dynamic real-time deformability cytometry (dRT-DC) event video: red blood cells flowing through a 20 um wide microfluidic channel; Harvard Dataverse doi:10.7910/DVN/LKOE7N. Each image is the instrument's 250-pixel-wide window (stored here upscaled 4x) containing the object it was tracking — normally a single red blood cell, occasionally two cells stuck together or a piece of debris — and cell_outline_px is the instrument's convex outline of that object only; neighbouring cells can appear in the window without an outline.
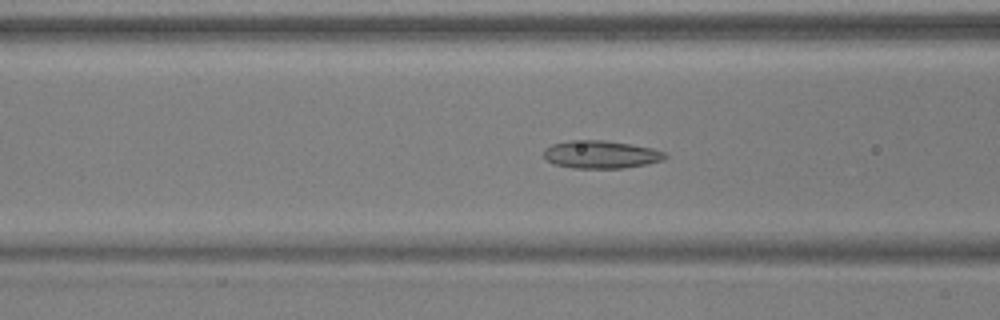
{"species": "common noctule bat (a hibernating species)", "species_latin": "Nyctalus noctula", "temperature_condition": "warm", "stored_images_in_passage": 50, "camera_frame_rate_fps": 3000, "um_per_image_px": 0.085, "animal": {"sex": "male", "body_mass_g": 17.9, "forearm_length_mm": 54.2}, "frame": {"image": 1, "passage_image": 18, "time_ms": 5.667, "image_size_px": [1000, 320], "cell_outline_px": [[668, 156], [664, 160], [648, 164], [620, 168], [572, 168], [552, 164], [544, 156], [544, 148], [552, 144], [572, 140], [604, 140], [652, 148], [664, 152]], "centroid_in_image_um": [51.07, 13.13], "position_along_channel_um": 115.5, "area_um2": 19.65}}
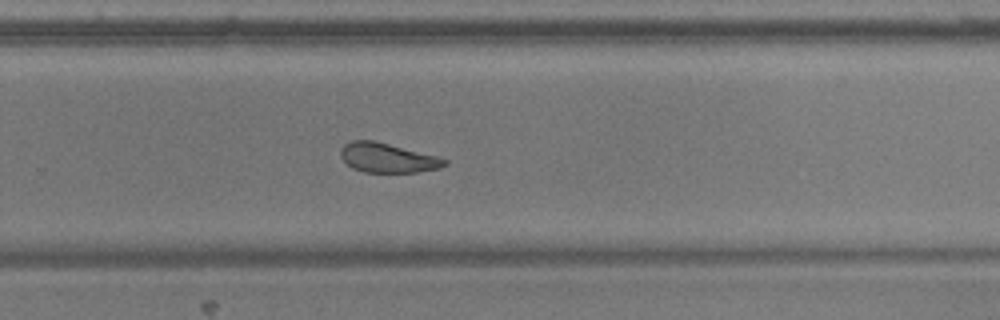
{"frame": {"image": 2, "passage_image": 32, "time_ms": 10.333, "image_size_px": [1000, 320], "cell_outline_px": [[448, 164], [440, 168], [416, 172], [364, 172], [352, 168], [340, 156], [340, 148], [344, 144], [352, 140], [372, 140], [440, 156], [448, 160]], "centroid_in_image_um": [32.97, 13.41], "position_along_channel_um": 296.8, "area_um2": 17.98}}
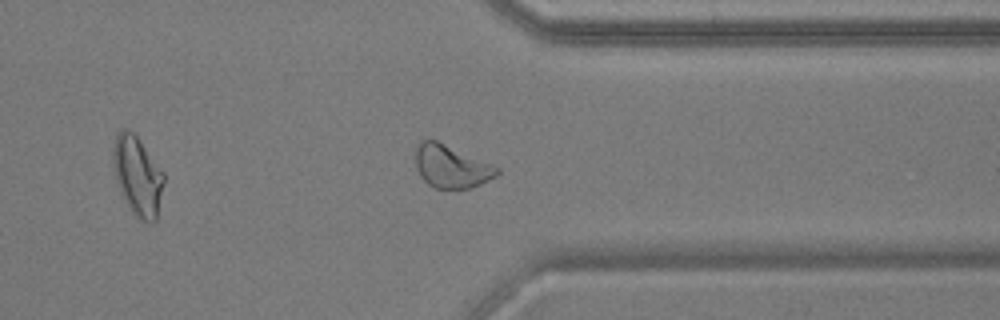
{"frame": {"image": 3, "passage_image": 38, "time_ms": 12.333, "image_size_px": [1000, 320], "cell_outline_px": [[500, 172], [496, 176], [480, 184], [468, 188], [436, 188], [428, 184], [420, 176], [416, 168], [416, 144], [420, 140], [436, 140], [492, 164], [500, 168]], "centroid_in_image_um": [38.34, 14.14], "position_along_channel_um": 373.1, "area_um2": 20.17}, "authors_computed_cell_mechanics": {"area_um2": 20.519, "velocity_mm_per_s": 3.8882, "shape_relaxation_time_tau1_ms": null, "shape_relaxation_time_tau2_ms": 2.2586, "deformation_change_tau1": null, "deformation_change_tau2": 0.0987}}